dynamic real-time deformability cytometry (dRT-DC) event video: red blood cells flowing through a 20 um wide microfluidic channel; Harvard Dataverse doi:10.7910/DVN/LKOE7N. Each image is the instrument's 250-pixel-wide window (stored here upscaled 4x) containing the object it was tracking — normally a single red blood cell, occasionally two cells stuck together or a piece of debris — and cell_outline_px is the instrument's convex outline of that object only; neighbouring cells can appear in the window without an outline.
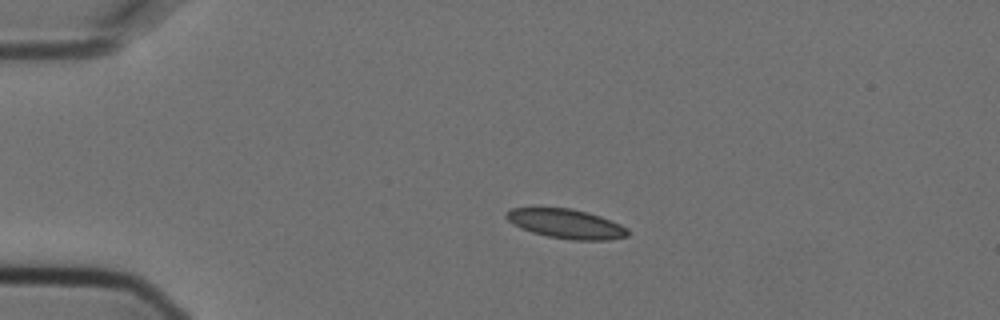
{"species": "Egyptian fruit bat (a non-hibernating species)", "species_latin": "Rousettus aegyptiacus", "temperature_condition": "cold", "stored_images_in_passage": 5, "camera_frame_rate_fps": 3000, "um_per_image_px": 0.085, "animal": {"sex": "female"}, "frame": {"image": 1, "passage_image": 4, "time_ms": 1.0, "image_size_px": [1000, 320], "cell_outline_px": [[628, 236], [608, 240], [572, 240], [548, 236], [532, 232], [520, 228], [512, 224], [504, 216], [512, 208], [572, 208], [588, 212], [600, 216], [620, 224], [628, 228]], "centroid_in_image_um": [48.13, 19.02], "position_along_channel_um": 36.9, "area_um2": 20.75}}